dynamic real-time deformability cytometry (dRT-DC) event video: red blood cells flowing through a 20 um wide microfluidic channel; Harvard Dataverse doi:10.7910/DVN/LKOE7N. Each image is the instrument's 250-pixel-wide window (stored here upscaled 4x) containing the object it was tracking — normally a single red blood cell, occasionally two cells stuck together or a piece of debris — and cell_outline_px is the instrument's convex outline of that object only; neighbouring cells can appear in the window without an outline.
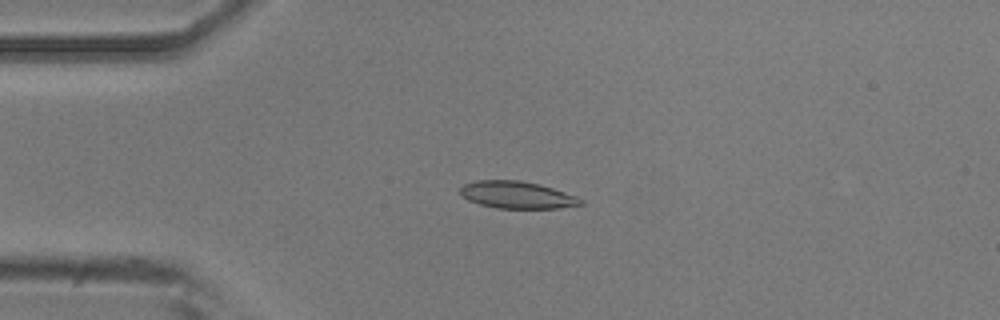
{"species": "common noctule bat (a hibernating species)", "species_latin": "Nyctalus noctula", "temperature_condition": "room temperature", "stored_images_in_passage": 40, "camera_frame_rate_fps": 3000, "um_per_image_px": 0.085, "animal": {"sex": "male", "body_mass_g": 20.5, "forearm_length_mm": 52.5}, "frame": {"image": 1, "passage_image": 1, "time_ms": 0.0, "image_size_px": [1000, 320], "cell_outline_px": [[584, 204], [560, 208], [496, 208], [480, 204], [468, 200], [460, 192], [460, 188], [464, 184], [476, 180], [520, 180], [540, 184], [576, 196], [584, 200]], "centroid_in_image_um": [43.96, 16.56], "position_along_channel_um": 41.0, "area_um2": 19.02}}
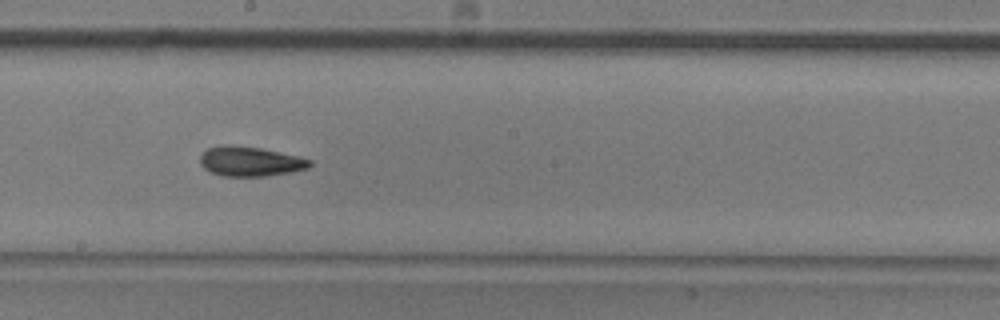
{"frame": {"image": 2, "passage_image": 17, "time_ms": 5.333, "image_size_px": [1000, 320], "cell_outline_px": [[312, 164], [308, 168], [292, 172], [264, 176], [220, 176], [204, 168], [200, 164], [200, 156], [208, 148], [224, 144], [232, 144], [260, 148], [296, 156], [312, 160]], "centroid_in_image_um": [21.25, 13.72], "position_along_channel_um": 227.0, "area_um2": 18.96}}
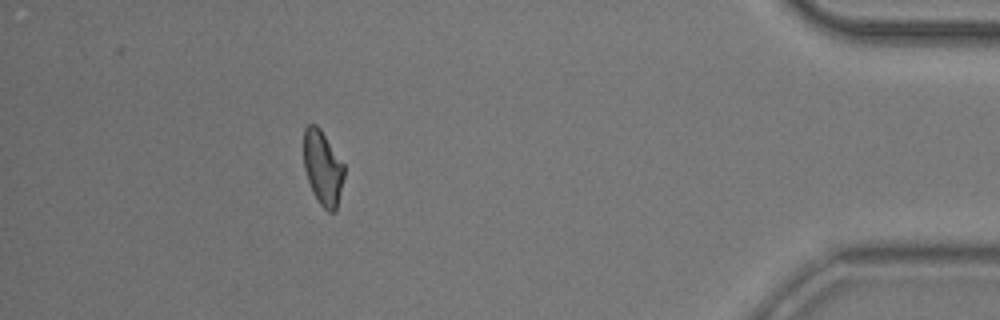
{"frame": {"image": 3, "passage_image": 35, "time_ms": 11.333, "image_size_px": [1000, 320], "cell_outline_px": [[344, 176], [336, 212], [328, 212], [320, 204], [312, 192], [304, 168], [304, 128], [308, 124], [316, 124], [320, 128], [344, 164]], "centroid_in_image_um": [27.43, 14.27], "position_along_channel_um": 407.8, "area_um2": 17.57}, "authors_computed_cell_mechanics": {"area_um2": 18.3804, "velocity_mm_per_s": 3.9057, "shape_relaxation_time_tau1_ms": 5.6761, "shape_relaxation_time_tau2_ms": 3.2608, "deformation_change_tau1": 0.1588, "deformation_change_tau2": 0.0953}}